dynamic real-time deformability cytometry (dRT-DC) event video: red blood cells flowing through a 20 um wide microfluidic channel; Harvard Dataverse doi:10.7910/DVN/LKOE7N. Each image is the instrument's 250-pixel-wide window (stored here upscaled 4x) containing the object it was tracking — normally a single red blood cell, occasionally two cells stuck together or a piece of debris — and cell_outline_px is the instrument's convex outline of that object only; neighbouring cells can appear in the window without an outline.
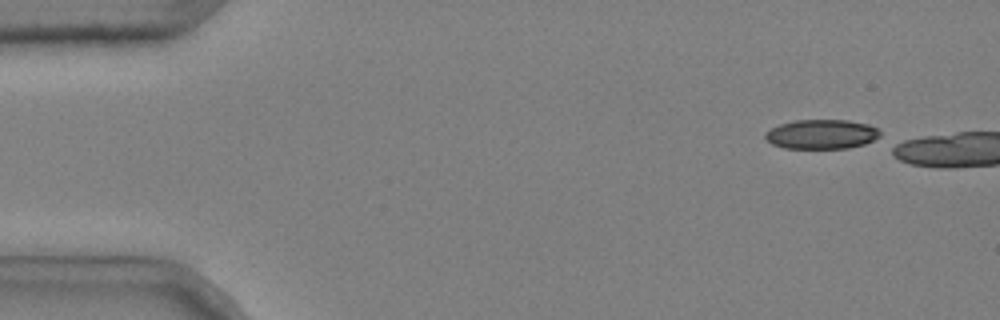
{"species": "common noctule bat (a hibernating species)", "species_latin": "Nyctalus noctula", "temperature_condition": "cold", "stored_images_in_passage": 8, "camera_frame_rate_fps": 3000, "um_per_image_px": 0.085, "animal": {"sex": "male", "body_mass_g": 20.4}, "frame": {"image": 1, "passage_image": 1, "time_ms": 0.0, "image_size_px": [1000, 320], "cell_outline_px": [[880, 136], [864, 144], [848, 148], [784, 148], [772, 144], [764, 136], [764, 132], [780, 124], [796, 120], [848, 120], [868, 124], [876, 128], [880, 132]], "centroid_in_image_um": [69.82, 11.4], "position_along_channel_um": 15.2, "area_um2": 19.59}}